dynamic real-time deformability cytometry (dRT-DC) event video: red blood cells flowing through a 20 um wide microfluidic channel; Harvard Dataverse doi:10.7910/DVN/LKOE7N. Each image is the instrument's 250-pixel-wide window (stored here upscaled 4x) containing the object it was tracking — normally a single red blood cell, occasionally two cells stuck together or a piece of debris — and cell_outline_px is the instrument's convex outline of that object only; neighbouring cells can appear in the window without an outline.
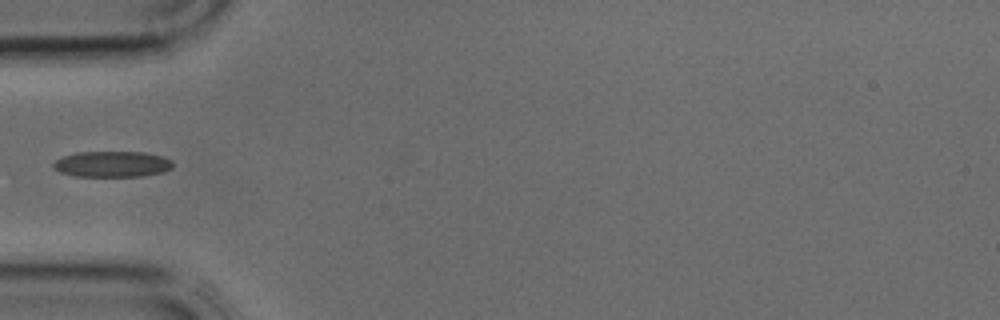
{"species": "common noctule bat (a hibernating species)", "species_latin": "Nyctalus noctula", "temperature_condition": "cold", "stored_images_in_passage": 27, "camera_frame_rate_fps": 3000, "um_per_image_px": 0.085, "animal": {"sex": "male", "body_mass_g": 17.9, "forearm_length_mm": 54.2}, "frame": {"image": 1, "passage_image": 1, "time_ms": 0.0, "image_size_px": [1000, 320], "cell_outline_px": [[172, 168], [164, 172], [140, 176], [72, 176], [60, 172], [52, 168], [52, 164], [60, 156], [76, 152], [144, 152], [164, 156], [172, 160]], "centroid_in_image_um": [9.51, 13.94], "position_along_channel_um": 75.5, "area_um2": 18.26}}
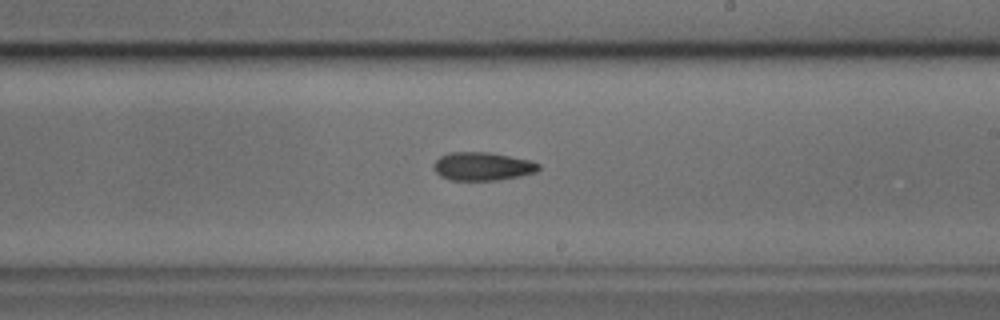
{"frame": {"image": 2, "passage_image": 11, "time_ms": 3.333, "image_size_px": [1000, 320], "cell_outline_px": [[540, 168], [536, 172], [520, 176], [496, 180], [452, 180], [440, 176], [432, 168], [432, 164], [440, 156], [448, 152], [488, 152], [532, 160], [540, 164]], "centroid_in_image_um": [41.0, 14.13], "position_along_channel_um": 248.0, "area_um2": 17.46}}
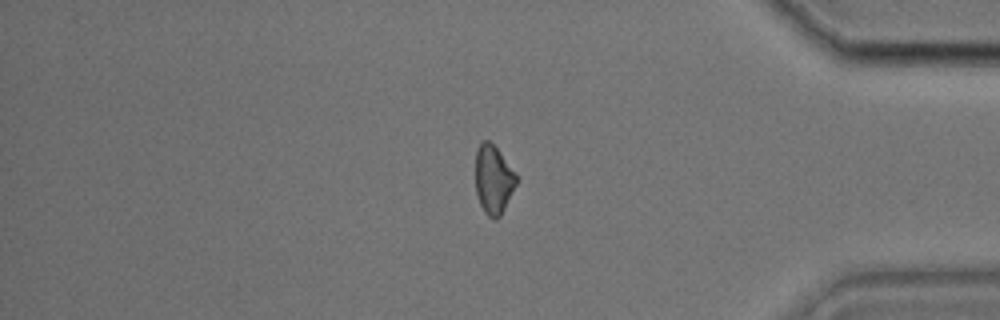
{"frame": {"image": 3, "passage_image": 21, "time_ms": 6.667, "image_size_px": [1000, 320], "cell_outline_px": [[520, 180], [500, 216], [496, 220], [488, 216], [484, 212], [480, 204], [476, 192], [476, 148], [484, 140], [488, 140], [500, 152], [516, 172]], "centroid_in_image_um": [41.97, 15.27], "position_along_channel_um": 393.2, "area_um2": 16.59}}